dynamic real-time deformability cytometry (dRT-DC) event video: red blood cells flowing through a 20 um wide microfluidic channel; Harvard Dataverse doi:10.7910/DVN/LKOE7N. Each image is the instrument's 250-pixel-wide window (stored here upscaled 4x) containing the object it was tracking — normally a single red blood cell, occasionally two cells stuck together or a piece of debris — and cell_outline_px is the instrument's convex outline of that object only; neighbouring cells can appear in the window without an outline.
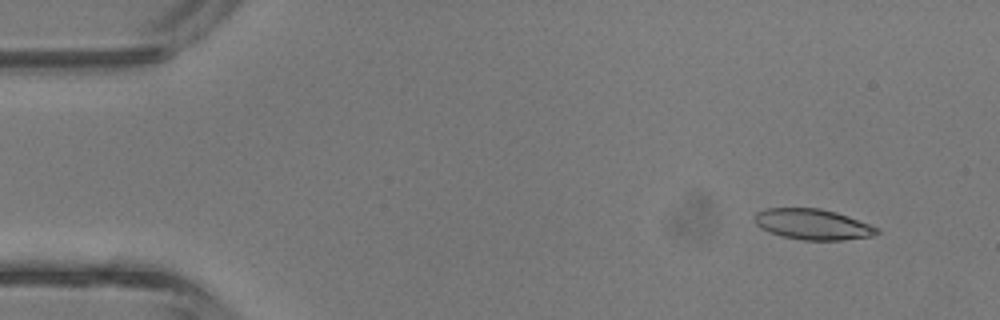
{"species": "common noctule bat (a hibernating species)", "species_latin": "Nyctalus noctula", "temperature_condition": "room temperature", "stored_images_in_passage": 43, "segment_of_instrument_passage": [1, 2], "camera_frame_rate_fps": 3000, "um_per_image_px": 0.085, "animal": {"sex": "male", "body_mass_g": 13.3}, "frame": {"image": 1, "passage_image": 3, "time_ms": 0.667, "image_size_px": [1000, 320], "cell_outline_px": [[880, 232], [872, 236], [840, 240], [804, 240], [780, 236], [768, 232], [760, 228], [756, 224], [752, 216], [756, 212], [768, 208], [820, 208], [836, 212], [848, 216], [880, 228]], "centroid_in_image_um": [69.05, 19.06], "position_along_channel_um": 15.9, "area_um2": 22.02}}
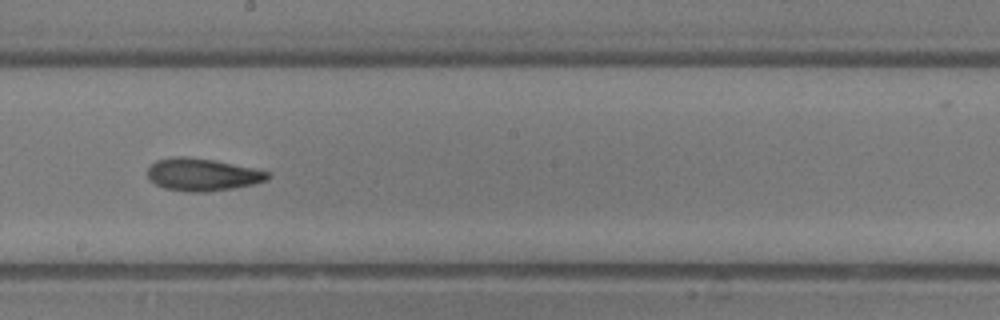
{"frame": {"image": 2, "passage_image": 23, "time_ms": 7.333, "image_size_px": [1000, 320], "cell_outline_px": [[272, 176], [268, 180], [252, 184], [232, 188], [208, 192], [188, 192], [164, 188], [156, 184], [148, 176], [148, 168], [156, 160], [172, 156], [188, 156], [216, 160], [256, 168], [268, 172]], "centroid_in_image_um": [17.23, 14.82], "position_along_channel_um": 231.0, "area_um2": 22.95}}
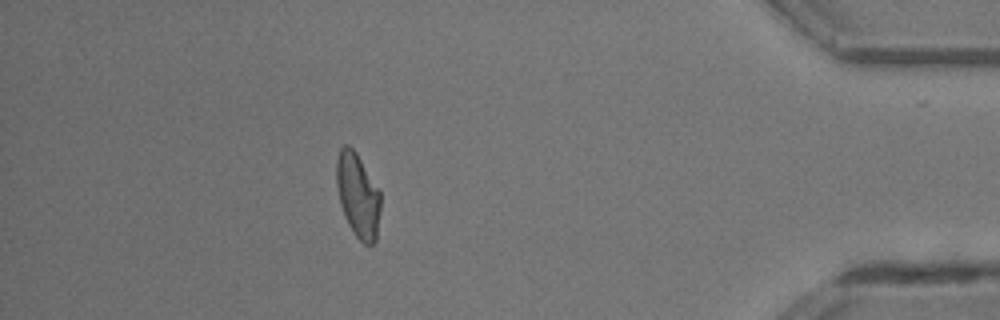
{"frame": {"image": 3, "passage_image": 37, "time_ms": 12.0, "image_size_px": [1000, 320], "cell_outline_px": [[380, 212], [376, 240], [372, 244], [364, 244], [356, 236], [348, 224], [344, 216], [340, 204], [336, 184], [336, 160], [340, 148], [344, 144], [348, 144], [356, 152], [380, 192]], "centroid_in_image_um": [30.4, 16.6], "position_along_channel_um": 404.8, "area_um2": 21.62}}